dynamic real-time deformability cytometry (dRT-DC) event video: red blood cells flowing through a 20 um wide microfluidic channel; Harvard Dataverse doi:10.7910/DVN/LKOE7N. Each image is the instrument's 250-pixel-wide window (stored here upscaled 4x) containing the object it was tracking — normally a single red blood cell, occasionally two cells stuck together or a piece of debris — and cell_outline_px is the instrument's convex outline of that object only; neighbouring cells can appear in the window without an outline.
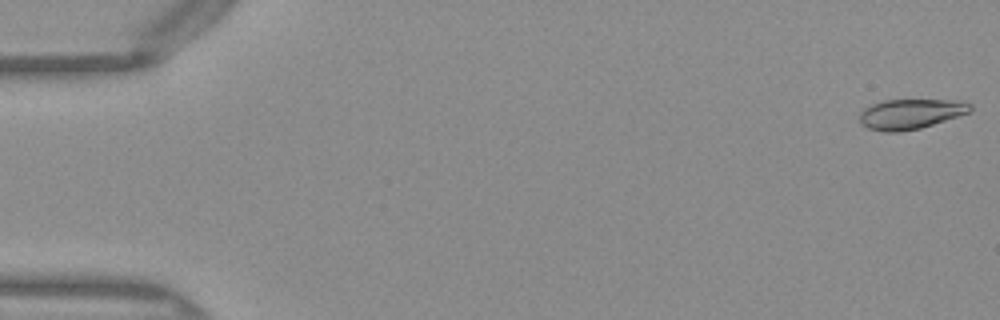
{"species": "Egyptian fruit bat (a non-hibernating species)", "species_latin": "Rousettus aegyptiacus", "temperature_condition": "warm", "stored_images_in_passage": 50, "camera_frame_rate_fps": 3000, "um_per_image_px": 0.085, "frame": {"image": 1, "passage_image": 1, "time_ms": 0.0, "image_size_px": [1000, 320], "cell_outline_px": [[972, 108], [968, 112], [920, 128], [900, 132], [884, 132], [868, 128], [860, 124], [860, 112], [864, 108], [872, 104], [884, 100], [964, 100], [972, 104]], "centroid_in_image_um": [77.37, 9.68], "position_along_channel_um": 7.6, "area_um2": 19.31}}
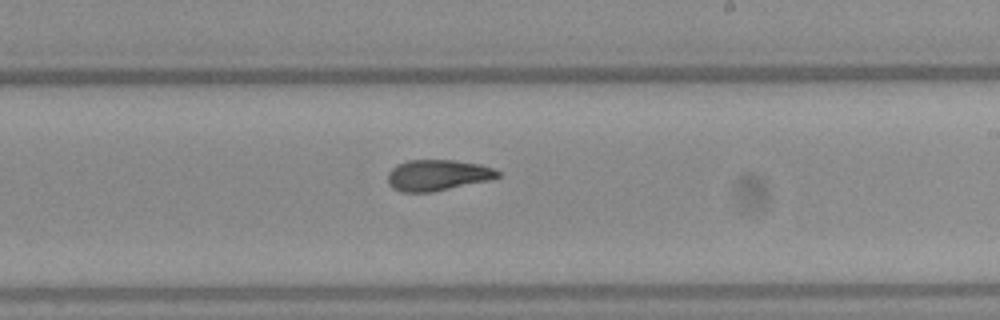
{"frame": {"image": 2, "passage_image": 30, "time_ms": 9.667, "image_size_px": [1000, 320], "cell_outline_px": [[500, 176], [488, 180], [432, 192], [400, 192], [392, 188], [388, 184], [388, 172], [396, 164], [408, 160], [456, 160], [480, 164], [496, 168], [500, 172]], "centroid_in_image_um": [37.18, 14.88], "position_along_channel_um": 251.8, "area_um2": 20.0}}
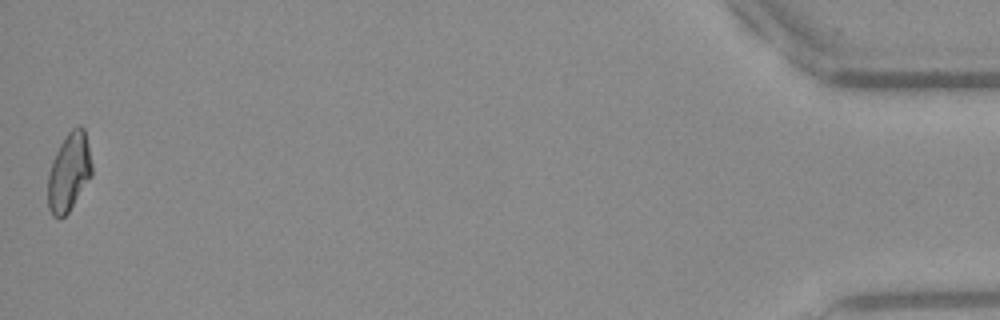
{"frame": {"image": 3, "passage_image": 50, "time_ms": 16.333, "image_size_px": [1000, 320], "cell_outline_px": [[92, 176], [68, 212], [60, 220], [52, 216], [48, 208], [48, 172], [52, 160], [60, 144], [68, 132], [72, 128], [80, 124], [84, 128], [92, 164]], "centroid_in_image_um": [5.86, 14.64], "position_along_channel_um": 429.3, "area_um2": 20.17}, "authors_computed_cell_mechanics": {"area_um2": 20.0566, "velocity_mm_per_s": 4.0666, "shape_relaxation_time_tau1_ms": 8.931, "shape_relaxation_time_tau2_ms": 1.9884, "deformation_change_tau1": 0.267, "deformation_change_tau2": 0.0914}}